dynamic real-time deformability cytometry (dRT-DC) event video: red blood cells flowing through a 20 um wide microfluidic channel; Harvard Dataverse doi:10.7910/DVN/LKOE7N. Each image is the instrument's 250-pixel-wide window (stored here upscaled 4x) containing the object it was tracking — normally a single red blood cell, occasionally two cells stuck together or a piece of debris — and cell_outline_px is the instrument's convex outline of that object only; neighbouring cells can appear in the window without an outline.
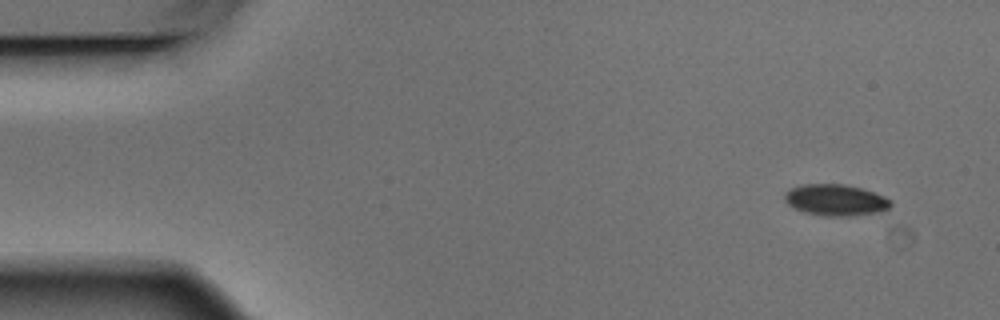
{"species": "Egyptian fruit bat (a non-hibernating species)", "species_latin": "Rousettus aegyptiacus", "temperature_condition": "warm", "stored_images_in_passage": 8, "camera_frame_rate_fps": 3000, "um_per_image_px": 0.085, "animal": {"sex": "male"}, "frame": {"image": 1, "passage_image": 1, "time_ms": 0.0, "image_size_px": [1000, 320], "cell_outline_px": [[892, 204], [884, 212], [852, 216], [824, 216], [804, 212], [788, 204], [784, 200], [784, 192], [792, 188], [804, 184], [844, 184], [860, 188], [884, 196], [892, 200]], "centroid_in_image_um": [71.05, 17.01], "position_along_channel_um": 13.9, "area_um2": 19.48}}
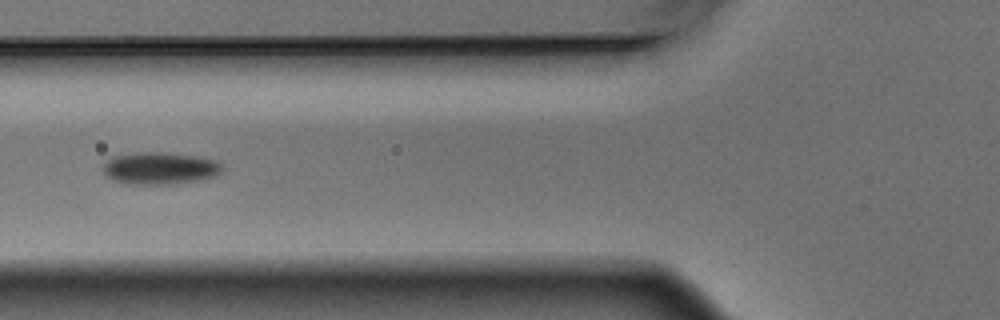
{"frame": {"image": 2, "passage_image": 5, "time_ms": 1.333, "image_size_px": [1000, 320], "cell_outline_px": [[220, 172], [216, 176], [196, 180], [168, 184], [128, 184], [116, 180], [108, 176], [104, 172], [104, 164], [112, 156], [144, 152], [164, 152], [196, 156], [216, 160], [220, 164]], "centroid_in_image_um": [13.59, 14.29], "position_along_channel_um": 112.2, "area_um2": 21.91}}
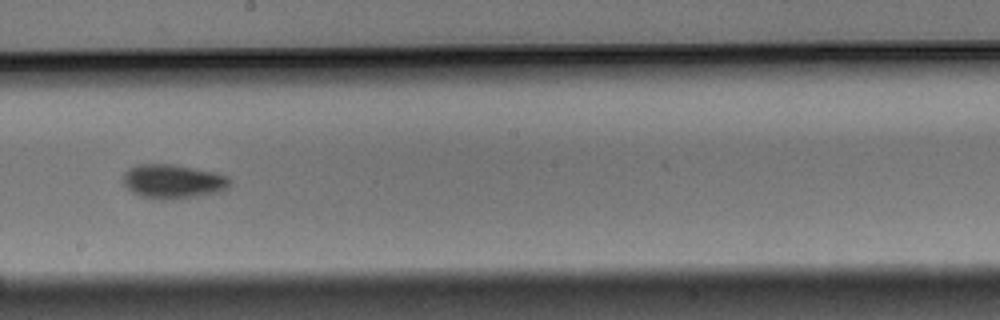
{"frame": {"image": 3, "passage_image": 8, "time_ms": 2.333, "image_size_px": [1000, 320], "cell_outline_px": [[232, 180], [228, 188], [220, 192], [172, 200], [152, 200], [140, 196], [132, 192], [124, 184], [124, 172], [128, 168], [136, 164], [172, 164], [216, 172], [228, 176]], "centroid_in_image_um": [14.71, 15.43], "position_along_channel_um": 233.5, "area_um2": 21.62}}